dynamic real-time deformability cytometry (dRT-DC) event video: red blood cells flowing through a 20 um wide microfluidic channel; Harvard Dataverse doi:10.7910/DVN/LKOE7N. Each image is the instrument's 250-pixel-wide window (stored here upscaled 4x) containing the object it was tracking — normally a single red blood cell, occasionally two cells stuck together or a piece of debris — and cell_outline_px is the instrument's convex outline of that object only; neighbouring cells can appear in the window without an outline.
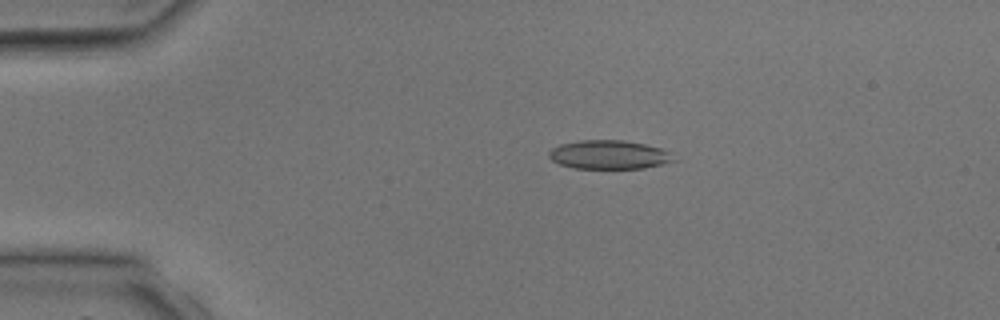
{"species": "common noctule bat (a hibernating species)", "species_latin": "Nyctalus noctula", "temperature_condition": "room temperature", "stored_images_in_passage": 4, "camera_frame_rate_fps": 3000, "um_per_image_px": 0.085, "animal": {"sex": "male", "body_mass_g": 17.9, "forearm_length_mm": 54.2}, "frame": {"image": 1, "passage_image": 4, "time_ms": 4.0, "image_size_px": [1000, 320], "cell_outline_px": [[676, 160], [644, 168], [572, 168], [560, 164], [552, 160], [548, 156], [548, 152], [552, 148], [560, 144], [580, 140], [624, 140], [644, 144], [660, 148], [668, 152]], "centroid_in_image_um": [51.71, 13.14], "position_along_channel_um": 33.3, "area_um2": 20.75}}